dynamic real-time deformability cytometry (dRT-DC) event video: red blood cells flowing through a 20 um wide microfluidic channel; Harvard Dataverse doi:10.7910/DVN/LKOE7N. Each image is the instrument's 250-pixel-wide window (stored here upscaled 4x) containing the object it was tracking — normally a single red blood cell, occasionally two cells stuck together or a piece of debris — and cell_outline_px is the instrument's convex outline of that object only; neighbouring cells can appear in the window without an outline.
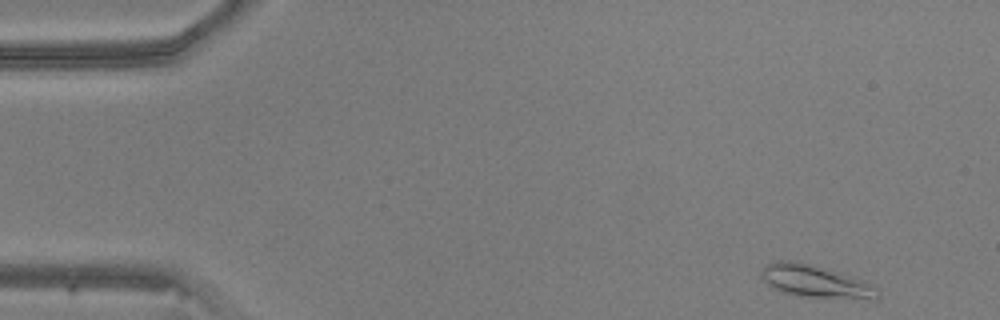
{"species": "common noctule bat (a hibernating species)", "species_latin": "Nyctalus noctula", "temperature_condition": "warm", "stored_images_in_passage": 31, "camera_frame_rate_fps": 3000, "um_per_image_px": 0.085, "animal": {"sex": "male", "body_mass_g": 20.5, "forearm_length_mm": 52.5}, "frame": {"image": 1, "passage_image": 1, "time_ms": 0.0, "image_size_px": [1000, 320], "cell_outline_px": [[880, 296], [876, 300], [872, 300], [800, 296], [780, 292], [768, 284], [760, 276], [760, 272], [772, 260], [792, 260], [812, 264], [840, 272], [864, 280], [880, 288]], "centroid_in_image_um": [69.38, 23.92], "position_along_channel_um": 15.6, "area_um2": 22.54}}